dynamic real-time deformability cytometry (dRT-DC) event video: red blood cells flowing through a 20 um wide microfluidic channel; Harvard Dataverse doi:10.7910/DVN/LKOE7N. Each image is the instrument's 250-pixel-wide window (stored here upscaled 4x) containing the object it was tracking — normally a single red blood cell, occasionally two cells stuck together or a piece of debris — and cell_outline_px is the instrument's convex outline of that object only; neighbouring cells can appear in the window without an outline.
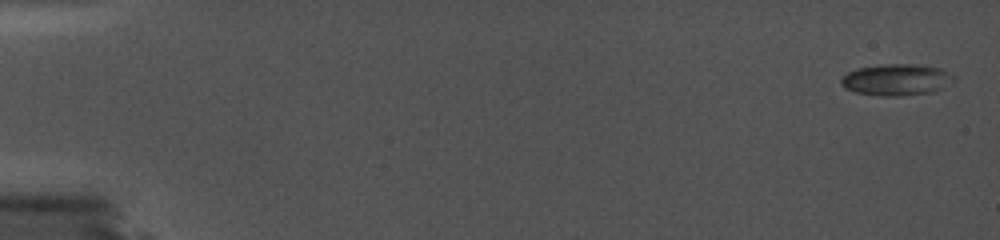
{"species": "common noctule bat (a hibernating species)", "species_latin": "Nyctalus noctula", "temperature_condition": "cold", "stored_images_in_passage": 3, "camera_frame_rate_fps": 5000, "um_per_image_px": 0.085, "animal": {"sex": "female", "body_mass_g": 19.0, "forearm_length_mm": 56.7}, "frame": {"image": 1, "passage_image": 1, "time_ms": 0.0, "image_size_px": [1000, 240], "cell_outline_px": [[956, 80], [936, 92], [896, 96], [880, 96], [856, 92], [844, 88], [840, 84], [840, 80], [848, 72], [856, 68], [888, 64], [912, 64], [940, 68], [956, 76]], "centroid_in_image_um": [76.23, 6.78], "position_along_channel_um": 8.8, "area_um2": 20.81}}